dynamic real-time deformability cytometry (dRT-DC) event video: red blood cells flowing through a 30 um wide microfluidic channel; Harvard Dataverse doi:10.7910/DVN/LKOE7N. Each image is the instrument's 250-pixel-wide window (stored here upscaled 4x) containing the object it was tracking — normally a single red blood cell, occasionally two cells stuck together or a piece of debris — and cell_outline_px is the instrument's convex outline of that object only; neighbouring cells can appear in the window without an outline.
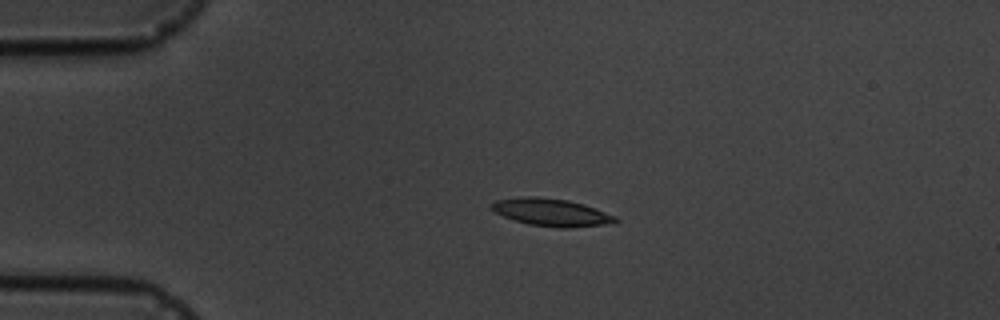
{"species": "common noctule bat (a hibernating species)", "species_latin": "Nyctalus noctula", "temperature_condition": "cold", "stored_images_in_passage": 5, "camera_frame_rate_fps": 3000, "um_per_image_px": 0.085, "animal": {"sex": "male", "body_mass_g": 19.5, "forearm_length_mm": 54.6}, "frame": {"image": 1, "passage_image": 3, "time_ms": 2.333, "image_size_px": [1000, 320], "cell_outline_px": [[620, 220], [604, 224], [572, 228], [560, 228], [528, 224], [512, 220], [488, 208], [488, 204], [496, 200], [524, 196], [536, 196], [568, 200], [584, 204], [616, 216]], "centroid_in_image_um": [46.81, 18.04], "position_along_channel_um": 38.2, "area_um2": 20.0}}
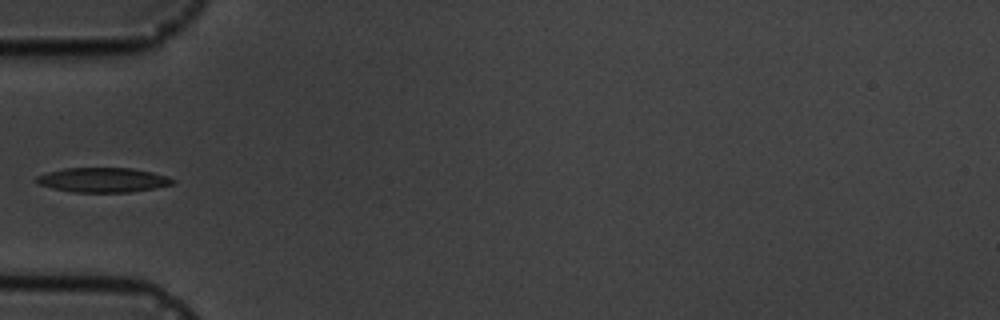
{"frame": {"image": 2, "passage_image": 4, "time_ms": 4.333, "image_size_px": [1000, 320], "cell_outline_px": [[176, 184], [156, 188], [128, 192], [72, 192], [52, 188], [40, 184], [36, 180], [36, 176], [48, 172], [64, 168], [132, 168], [152, 172], [168, 176], [176, 180]], "centroid_in_image_um": [8.81, 15.29], "position_along_channel_um": 76.2, "area_um2": 19.59}}
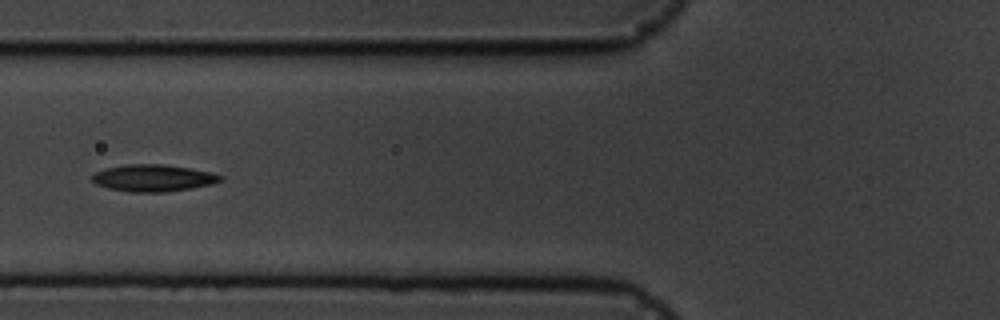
{"frame": {"image": 3, "passage_image": 5, "time_ms": 5.333, "image_size_px": [1000, 320], "cell_outline_px": [[224, 176], [220, 180], [212, 184], [192, 188], [164, 192], [132, 192], [108, 188], [96, 184], [92, 180], [92, 176], [96, 172], [104, 168], [124, 164], [160, 164], [192, 168], [212, 172]], "centroid_in_image_um": [13.03, 15.12], "position_along_channel_um": 112.8, "area_um2": 20.17}}